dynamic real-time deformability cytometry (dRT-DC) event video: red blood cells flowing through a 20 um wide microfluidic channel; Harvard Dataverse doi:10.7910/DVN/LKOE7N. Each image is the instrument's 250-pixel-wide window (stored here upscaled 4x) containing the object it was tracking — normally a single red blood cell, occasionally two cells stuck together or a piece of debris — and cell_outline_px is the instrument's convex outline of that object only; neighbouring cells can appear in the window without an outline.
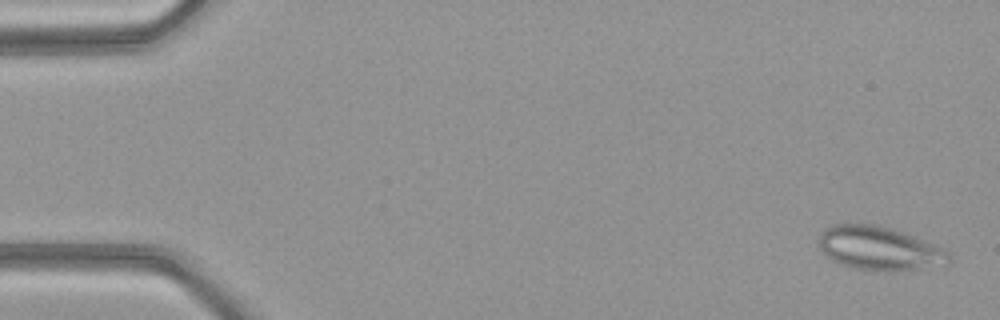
{"species": "common noctule bat (a hibernating species)", "species_latin": "Nyctalus noctula", "temperature_condition": "warm", "stored_images_in_passage": 50, "camera_frame_rate_fps": 3000, "um_per_image_px": 0.085, "animal": {"sex": "female", "body_mass_g": 21.9}, "frame": {"image": 1, "passage_image": 2, "time_ms": 0.333, "image_size_px": [1000, 320], "cell_outline_px": [[952, 260], [948, 264], [920, 268], [888, 272], [884, 272], [852, 268], [840, 264], [824, 256], [820, 248], [820, 232], [824, 228], [832, 224], [872, 224], [888, 228], [912, 236], [932, 244], [948, 252], [952, 256]], "centroid_in_image_um": [74.69, 21.13], "position_along_channel_um": 10.3, "area_um2": 33.0}}
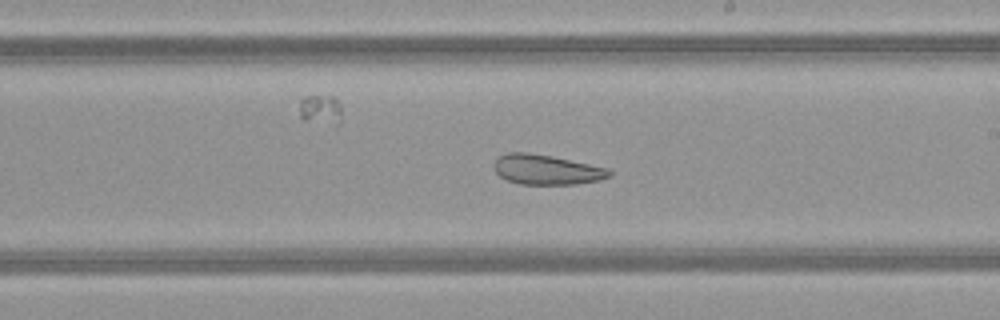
{"frame": {"image": 2, "passage_image": 29, "time_ms": 9.333, "image_size_px": [1000, 320], "cell_outline_px": [[612, 176], [600, 180], [576, 184], [520, 184], [508, 180], [500, 176], [492, 168], [492, 164], [500, 156], [508, 152], [528, 152], [552, 156], [608, 168], [612, 172]], "centroid_in_image_um": [46.45, 14.42], "position_along_channel_um": 242.5, "area_um2": 20.17}}
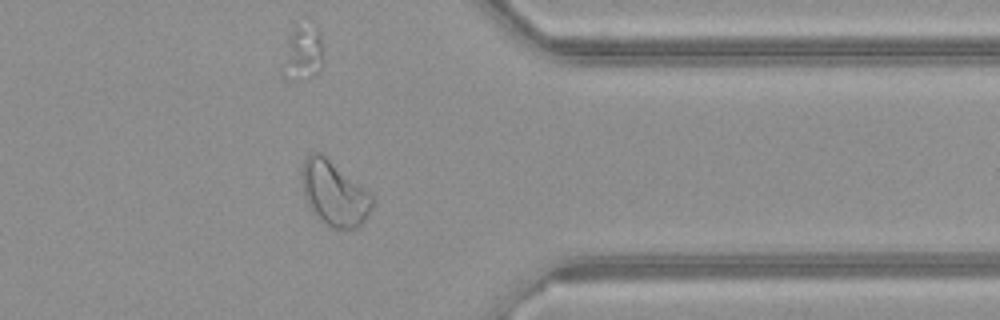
{"frame": {"image": 3, "passage_image": 40, "time_ms": 13.0, "image_size_px": [1000, 320], "cell_outline_px": [[376, 196], [372, 208], [364, 220], [356, 228], [332, 228], [320, 220], [308, 208], [304, 196], [300, 180], [304, 160], [312, 152], [320, 152]], "centroid_in_image_um": [28.41, 16.44], "position_along_channel_um": 383.0, "area_um2": 26.82}, "authors_computed_cell_mechanics": {"area_um2": 28.2064, "velocity_mm_per_s": 4.1419, "shape_relaxation_time_tau1_ms": null, "shape_relaxation_time_tau2_ms": 3.9309, "deformation_change_tau1": null, "deformation_change_tau2": 0.1391}}